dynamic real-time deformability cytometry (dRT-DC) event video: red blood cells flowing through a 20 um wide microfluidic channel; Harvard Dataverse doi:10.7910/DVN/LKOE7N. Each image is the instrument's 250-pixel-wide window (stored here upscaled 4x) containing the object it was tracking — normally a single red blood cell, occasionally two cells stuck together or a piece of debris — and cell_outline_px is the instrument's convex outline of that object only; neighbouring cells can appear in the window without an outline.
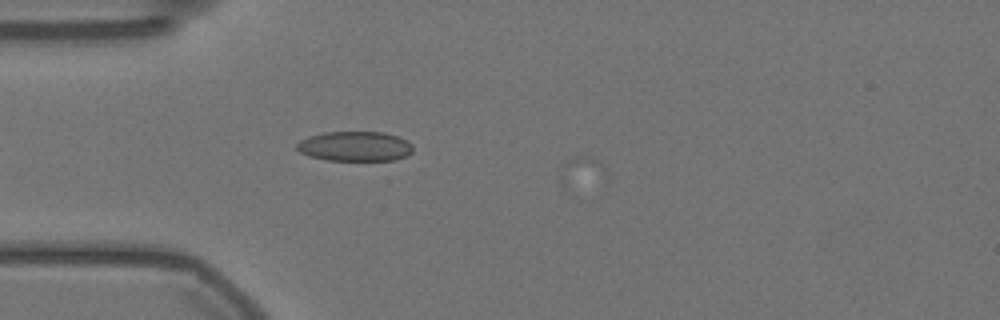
{"species": "Egyptian fruit bat (a non-hibernating species)", "species_latin": "Rousettus aegyptiacus", "temperature_condition": "warm", "stored_images_in_passage": 3, "camera_frame_rate_fps": 3000, "um_per_image_px": 0.085, "animal": {"sex": "female"}, "frame": {"image": 1, "passage_image": 2, "time_ms": 0.333, "image_size_px": [1000, 320], "cell_outline_px": [[412, 152], [408, 156], [396, 160], [328, 160], [308, 156], [300, 152], [296, 148], [296, 144], [300, 140], [308, 136], [324, 132], [384, 132], [408, 140], [412, 144]], "centroid_in_image_um": [30.18, 12.43], "position_along_channel_um": 54.8, "area_um2": 20.35}}